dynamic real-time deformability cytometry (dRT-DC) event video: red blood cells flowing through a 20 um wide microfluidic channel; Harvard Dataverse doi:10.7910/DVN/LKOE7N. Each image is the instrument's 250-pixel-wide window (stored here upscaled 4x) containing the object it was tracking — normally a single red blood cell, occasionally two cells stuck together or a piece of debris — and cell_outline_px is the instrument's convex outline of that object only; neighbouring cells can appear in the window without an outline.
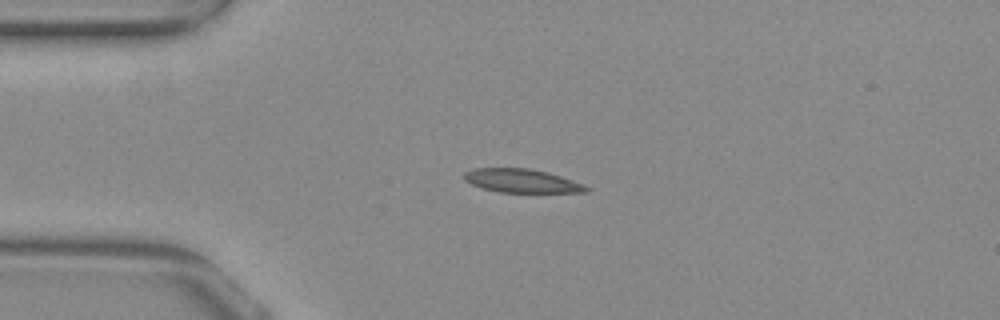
{"species": "common noctule bat (a hibernating species)", "species_latin": "Nyctalus noctula", "temperature_condition": "warm", "stored_images_in_passage": 41, "camera_frame_rate_fps": 3000, "um_per_image_px": 0.085, "animal": {"sex": "female", "body_mass_g": 29.2, "forearm_length_mm": 56.3}, "frame": {"image": 1, "passage_image": 1, "time_ms": 0.0, "image_size_px": [1000, 320], "cell_outline_px": [[592, 188], [588, 192], [500, 192], [484, 188], [472, 184], [464, 180], [464, 172], [472, 168], [528, 168], [560, 176], [584, 184]], "centroid_in_image_um": [44.35, 15.37], "position_along_channel_um": 40.6, "area_um2": 16.65}}
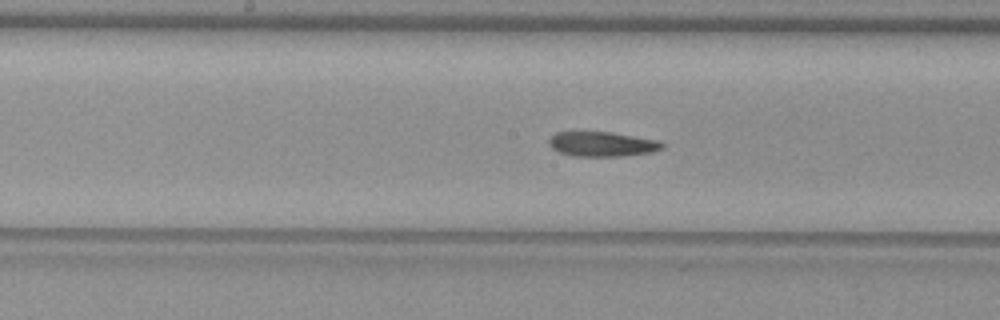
{"frame": {"image": 2, "passage_image": 15, "time_ms": 4.667, "image_size_px": [1000, 320], "cell_outline_px": [[664, 148], [652, 152], [620, 156], [572, 156], [560, 152], [552, 148], [548, 144], [548, 140], [556, 132], [612, 132], [660, 140], [664, 144]], "centroid_in_image_um": [51.21, 12.24], "position_along_channel_um": 197.0, "area_um2": 16.42}}
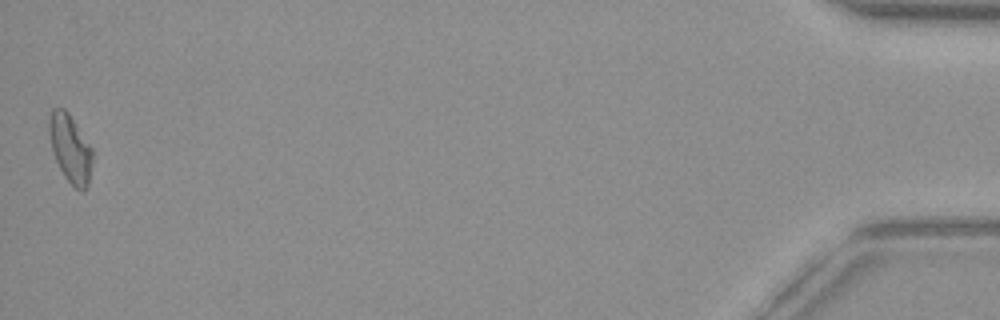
{"frame": {"image": 3, "passage_image": 41, "time_ms": 13.333, "image_size_px": [1000, 320], "cell_outline_px": [[92, 164], [88, 188], [84, 192], [80, 192], [64, 176], [56, 160], [52, 148], [48, 132], [48, 120], [52, 108], [64, 108], [68, 112], [92, 148]], "centroid_in_image_um": [5.98, 12.64], "position_along_channel_um": 429.2, "area_um2": 17.22}, "authors_computed_cell_mechanics": {"area_um2": 17.051, "velocity_mm_per_s": 3.8784, "shape_relaxation_time_tau1_ms": null, "shape_relaxation_time_tau2_ms": 4.6785, "deformation_change_tau1": null, "deformation_change_tau2": 0.1105}}